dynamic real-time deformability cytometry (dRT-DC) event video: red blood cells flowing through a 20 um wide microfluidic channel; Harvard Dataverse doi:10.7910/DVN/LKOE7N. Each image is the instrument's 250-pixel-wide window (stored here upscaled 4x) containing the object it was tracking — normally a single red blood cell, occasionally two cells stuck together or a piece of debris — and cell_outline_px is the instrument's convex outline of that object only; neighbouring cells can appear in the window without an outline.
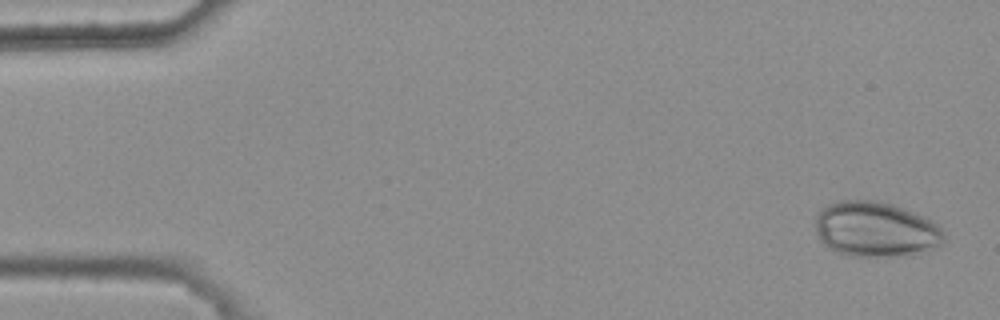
{"species": "common noctule bat (a hibernating species)", "species_latin": "Nyctalus noctula", "temperature_condition": "warm", "stored_images_in_passage": 5, "camera_frame_rate_fps": 3000, "um_per_image_px": 0.085, "animal": {"sex": "female", "body_mass_g": 25.1}, "frame": {"image": 1, "passage_image": 1, "time_ms": 0.0, "image_size_px": [1000, 320], "cell_outline_px": [[944, 244], [912, 256], [852, 256], [836, 252], [828, 248], [820, 240], [816, 232], [816, 216], [828, 204], [836, 200], [872, 200], [892, 204], [932, 220], [940, 228], [944, 236]], "centroid_in_image_um": [74.43, 19.51], "position_along_channel_um": 10.6, "area_um2": 41.5}}